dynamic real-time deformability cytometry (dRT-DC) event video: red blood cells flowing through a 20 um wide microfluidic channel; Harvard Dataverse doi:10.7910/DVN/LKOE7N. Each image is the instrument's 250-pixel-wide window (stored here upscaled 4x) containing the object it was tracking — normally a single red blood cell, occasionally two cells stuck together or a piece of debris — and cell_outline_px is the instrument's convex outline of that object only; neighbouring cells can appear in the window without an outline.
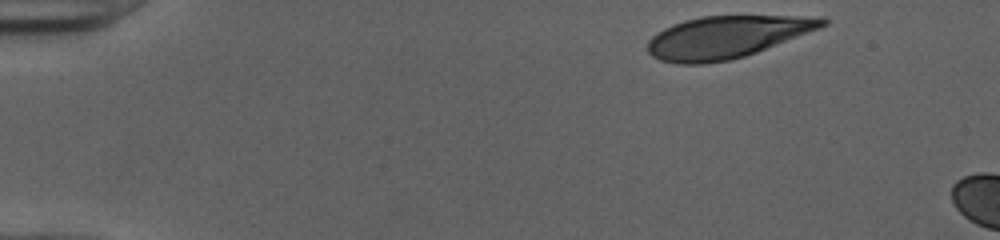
{"species": "human", "species_latin": "Homo sapiens", "temperature_condition": "cold", "stored_images_in_passage": 6, "camera_frame_rate_fps": 3000, "um_per_image_px": 0.085, "donor": {"sex": "female"}, "frame": {"image": 1, "passage_image": 1, "time_ms": 0.0, "image_size_px": [1000, 240], "cell_outline_px": [[828, 24], [820, 28], [756, 52], [744, 56], [728, 60], [704, 64], [676, 64], [660, 60], [652, 56], [648, 52], [648, 40], [656, 32], [664, 28], [684, 20], [700, 16], [824, 16], [828, 20]], "centroid_in_image_um": [61.76, 3.14], "position_along_channel_um": 23.2, "area_um2": 42.95}}